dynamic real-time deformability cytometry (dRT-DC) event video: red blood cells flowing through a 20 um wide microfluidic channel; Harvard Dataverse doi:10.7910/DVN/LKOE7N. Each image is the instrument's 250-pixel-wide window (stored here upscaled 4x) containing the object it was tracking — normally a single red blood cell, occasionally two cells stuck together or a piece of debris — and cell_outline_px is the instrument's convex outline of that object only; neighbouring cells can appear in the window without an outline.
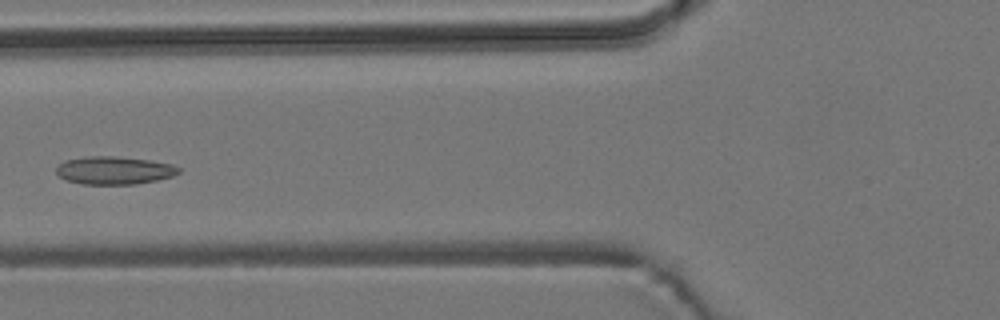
{"species": "common noctule bat (a hibernating species)", "species_latin": "Nyctalus noctula", "temperature_condition": "room temperature", "stored_images_in_passage": 7, "camera_frame_rate_fps": 3000, "um_per_image_px": 0.085, "animal": {"sex": "male", "body_mass_g": 19.2, "forearm_length_mm": 51.8}, "frame": {"image": 1, "passage_image": 6, "time_ms": 6.0, "image_size_px": [1000, 320], "cell_outline_px": [[180, 172], [172, 176], [156, 180], [136, 184], [80, 184], [68, 180], [60, 176], [56, 172], [56, 168], [60, 164], [68, 160], [84, 156], [112, 156], [152, 160], [172, 164], [180, 168]], "centroid_in_image_um": [9.73, 14.48], "position_along_channel_um": 116.1, "area_um2": 19.83}}
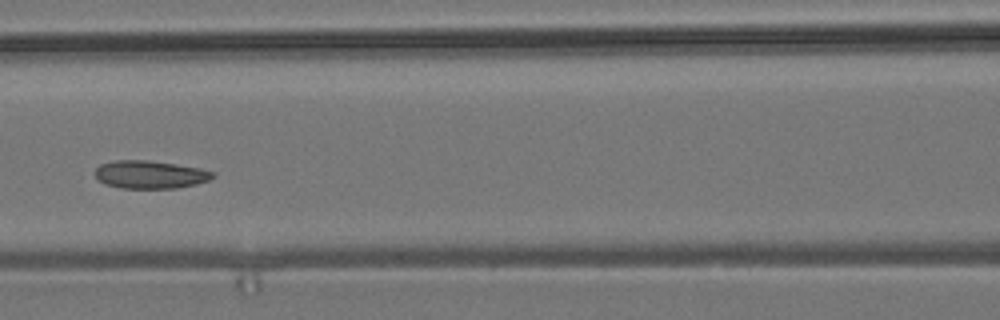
{"frame": {"image": 2, "passage_image": 7, "time_ms": 7.0, "image_size_px": [1000, 320], "cell_outline_px": [[216, 176], [208, 180], [196, 184], [176, 188], [120, 188], [104, 184], [96, 176], [96, 168], [100, 164], [116, 160], [148, 160], [176, 164], [200, 168], [216, 172]], "centroid_in_image_um": [12.78, 14.83], "position_along_channel_um": 153.8, "area_um2": 19.19}}